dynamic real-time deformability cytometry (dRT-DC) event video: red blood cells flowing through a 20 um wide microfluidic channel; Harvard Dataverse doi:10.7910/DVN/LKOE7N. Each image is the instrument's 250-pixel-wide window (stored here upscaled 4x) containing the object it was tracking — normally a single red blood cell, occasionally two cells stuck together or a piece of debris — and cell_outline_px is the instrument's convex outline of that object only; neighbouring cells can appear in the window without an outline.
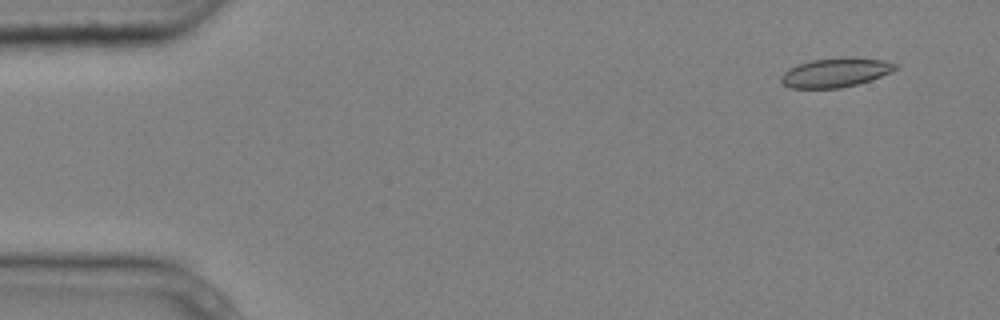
{"species": "common noctule bat (a hibernating species)", "species_latin": "Nyctalus noctula", "temperature_condition": "cold", "stored_images_in_passage": 4, "camera_frame_rate_fps": 3000, "um_per_image_px": 0.085, "animal": {"sex": "male", "body_mass_g": 20.4}, "frame": {"image": 1, "passage_image": 1, "time_ms": 0.0, "image_size_px": [1000, 320], "cell_outline_px": [[900, 68], [880, 76], [856, 84], [840, 88], [792, 88], [784, 84], [780, 80], [780, 76], [784, 72], [800, 64], [812, 60], [852, 56], [884, 60], [900, 64]], "centroid_in_image_um": [71.08, 6.15], "position_along_channel_um": 13.9, "area_um2": 19.36}}
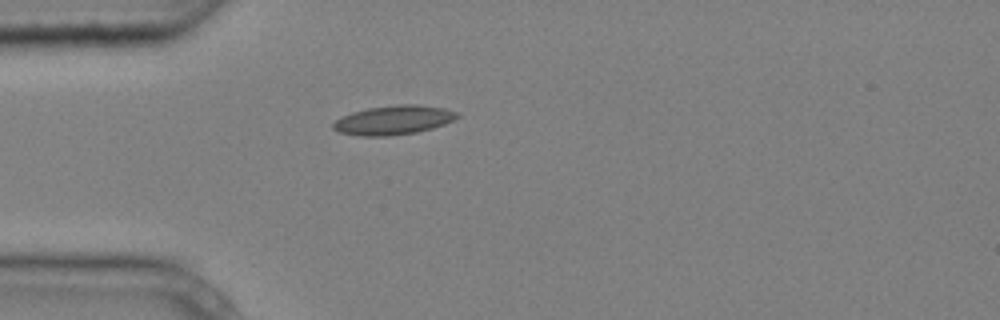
{"frame": {"image": 2, "passage_image": 4, "time_ms": 1.0, "image_size_px": [1000, 320], "cell_outline_px": [[460, 116], [444, 124], [432, 128], [416, 132], [388, 136], [360, 136], [340, 132], [332, 128], [332, 124], [336, 120], [352, 112], [368, 108], [396, 104], [416, 104], [444, 108], [456, 112]], "centroid_in_image_um": [33.44, 10.2], "position_along_channel_um": 51.6, "area_um2": 20.92}}